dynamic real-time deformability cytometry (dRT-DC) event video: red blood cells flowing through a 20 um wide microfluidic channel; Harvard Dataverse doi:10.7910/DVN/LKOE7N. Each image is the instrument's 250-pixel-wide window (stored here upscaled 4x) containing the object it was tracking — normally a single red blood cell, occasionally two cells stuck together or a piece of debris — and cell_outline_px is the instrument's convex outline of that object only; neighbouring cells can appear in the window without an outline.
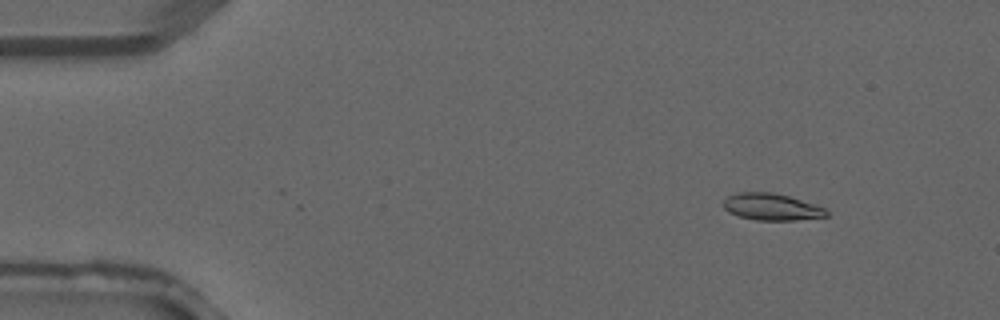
{"species": "common noctule bat (a hibernating species)", "species_latin": "Nyctalus noctula", "temperature_condition": "warm", "stored_images_in_passage": 4, "segment_of_instrument_passage": [1, 2], "camera_frame_rate_fps": 3000, "um_per_image_px": 0.085, "animal": {"sex": "male", "forearm_length_mm": 52.5}, "frame": {"image": 1, "passage_image": 2, "time_ms": 0.333, "image_size_px": [1000, 320], "cell_outline_px": [[828, 216], [796, 220], [756, 220], [740, 216], [728, 212], [724, 208], [724, 200], [728, 196], [740, 192], [772, 192], [788, 196], [824, 208], [828, 212]], "centroid_in_image_um": [65.56, 17.59], "position_along_channel_um": 19.4, "area_um2": 15.84}}